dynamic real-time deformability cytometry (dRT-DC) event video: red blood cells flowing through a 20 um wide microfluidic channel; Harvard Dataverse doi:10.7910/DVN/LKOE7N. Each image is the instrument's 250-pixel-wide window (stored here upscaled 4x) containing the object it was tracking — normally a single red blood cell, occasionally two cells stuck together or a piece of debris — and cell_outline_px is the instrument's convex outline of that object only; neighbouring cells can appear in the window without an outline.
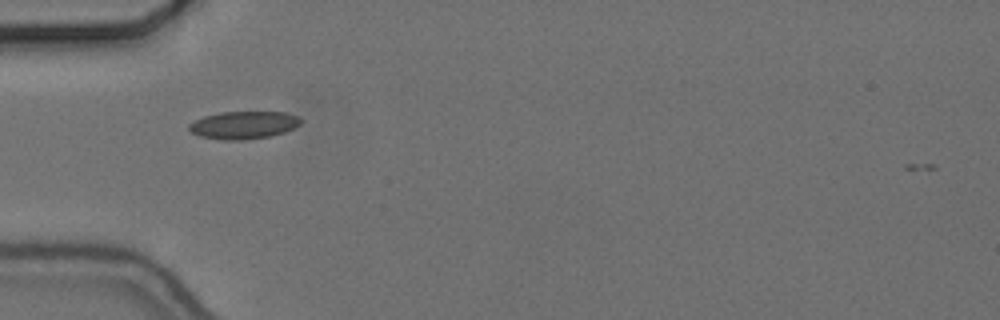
{"species": "common noctule bat (a hibernating species)", "species_latin": "Nyctalus noctula", "temperature_condition": "cold", "stored_images_in_passage": 34, "camera_frame_rate_fps": 3000, "um_per_image_px": 0.085, "animal": {"sex": "female", "body_mass_g": 24.6, "forearm_length_mm": 56.2}, "frame": {"image": 1, "passage_image": 3, "time_ms": 0.667, "image_size_px": [1000, 320], "cell_outline_px": [[304, 120], [296, 128], [284, 132], [268, 136], [240, 140], [224, 140], [200, 136], [192, 132], [188, 128], [188, 124], [204, 116], [220, 112], [288, 112], [300, 116]], "centroid_in_image_um": [20.76, 10.61], "position_along_channel_um": 64.2, "area_um2": 18.09}}
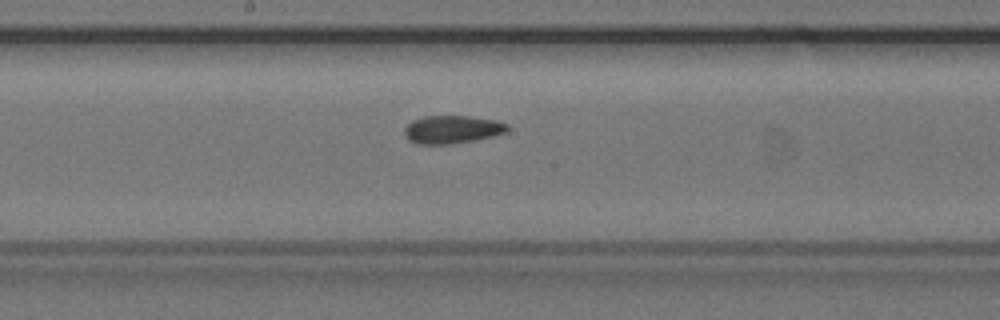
{"frame": {"image": 2, "passage_image": 15, "time_ms": 4.667, "image_size_px": [1000, 320], "cell_outline_px": [[508, 132], [492, 136], [472, 140], [448, 144], [416, 144], [408, 140], [404, 136], [404, 128], [412, 120], [424, 116], [468, 116], [496, 120], [508, 124]], "centroid_in_image_um": [38.4, 11.0], "position_along_channel_um": 209.8, "area_um2": 16.82}}
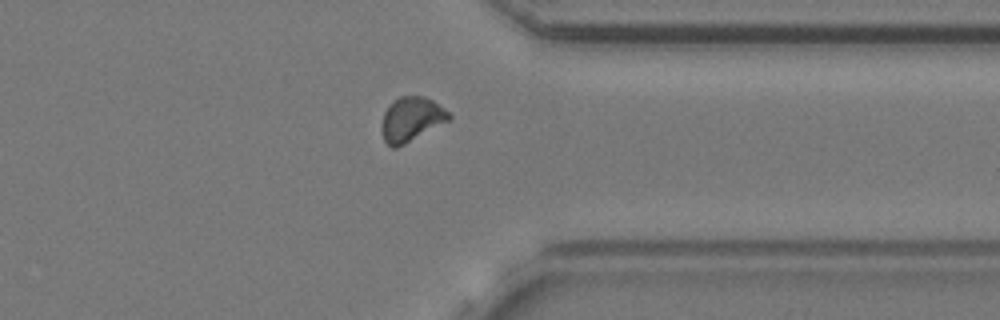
{"frame": {"image": 3, "passage_image": 29, "time_ms": 9.333, "image_size_px": [1000, 320], "cell_outline_px": [[452, 116], [448, 120], [404, 144], [396, 148], [392, 148], [384, 140], [380, 128], [384, 112], [392, 100], [400, 96], [424, 96], [432, 100], [444, 108]], "centroid_in_image_um": [34.91, 10.12], "position_along_channel_um": 376.5, "area_um2": 17.22}, "authors_computed_cell_mechanics": {"area_um2": 17.1955, "velocity_mm_per_s": 3.6589, "shape_relaxation_time_tau1_ms": null, "shape_relaxation_time_tau2_ms": 2.3633, "deformation_change_tau1": null, "deformation_change_tau2": 0.0804}}